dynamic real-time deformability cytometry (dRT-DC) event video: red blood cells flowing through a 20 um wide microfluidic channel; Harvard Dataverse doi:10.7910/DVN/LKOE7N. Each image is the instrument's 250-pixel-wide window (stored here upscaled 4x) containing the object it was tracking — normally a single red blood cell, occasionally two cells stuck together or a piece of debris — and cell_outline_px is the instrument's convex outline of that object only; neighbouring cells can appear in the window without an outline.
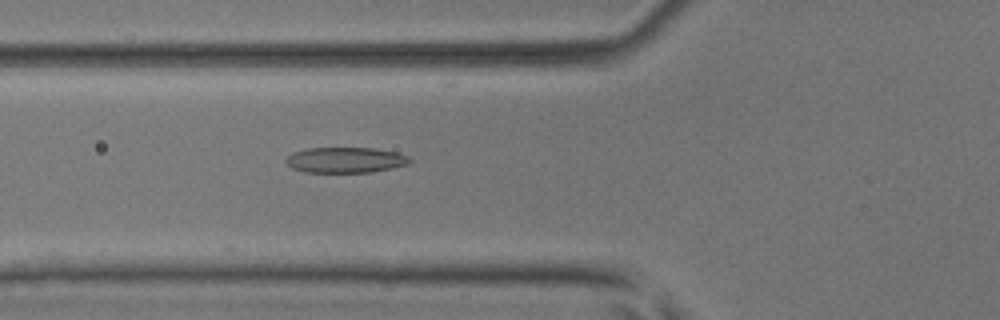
{"species": "common noctule bat (a hibernating species)", "species_latin": "Nyctalus noctula", "temperature_condition": "room temperature", "stored_images_in_passage": 40, "camera_frame_rate_fps": 3000, "um_per_image_px": 0.085, "animal": {"sex": "male", "body_mass_g": 17.9, "forearm_length_mm": 54.2}, "frame": {"image": 1, "passage_image": 8, "time_ms": 2.333, "image_size_px": [1000, 320], "cell_outline_px": [[412, 160], [408, 164], [392, 168], [372, 172], [304, 172], [292, 168], [284, 160], [292, 152], [308, 148], [376, 148], [396, 152], [408, 156]], "centroid_in_image_um": [29.36, 13.6], "position_along_channel_um": 96.4, "area_um2": 18.5}}
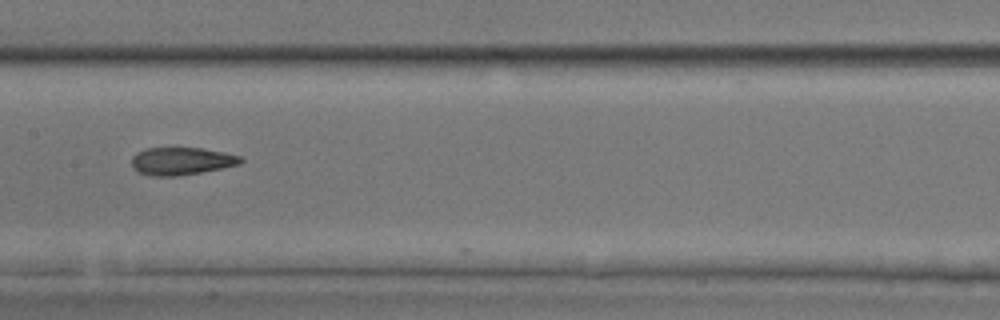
{"frame": {"image": 2, "passage_image": 15, "time_ms": 4.667, "image_size_px": [1000, 320], "cell_outline_px": [[244, 160], [240, 164], [200, 172], [176, 176], [152, 176], [136, 172], [132, 168], [132, 156], [136, 152], [144, 148], [200, 148], [224, 152], [244, 156]], "centroid_in_image_um": [15.4, 13.69], "position_along_channel_um": 192.0, "area_um2": 17.69}}
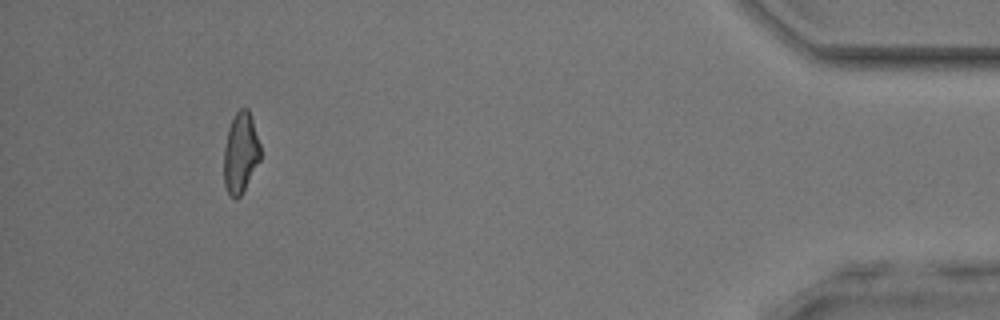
{"frame": {"image": 3, "passage_image": 36, "time_ms": 11.667, "image_size_px": [1000, 320], "cell_outline_px": [[260, 160], [240, 196], [236, 200], [228, 192], [224, 184], [224, 148], [228, 128], [236, 112], [240, 108], [248, 108], [260, 144]], "centroid_in_image_um": [20.44, 12.99], "position_along_channel_um": 414.8, "area_um2": 16.94}, "authors_computed_cell_mechanics": {"area_um2": 17.8024, "velocity_mm_per_s": 4.0833, "shape_relaxation_time_tau1_ms": 6.1939, "shape_relaxation_time_tau2_ms": 2.3835, "deformation_change_tau1": 0.1958, "deformation_change_tau2": 0.1104}}